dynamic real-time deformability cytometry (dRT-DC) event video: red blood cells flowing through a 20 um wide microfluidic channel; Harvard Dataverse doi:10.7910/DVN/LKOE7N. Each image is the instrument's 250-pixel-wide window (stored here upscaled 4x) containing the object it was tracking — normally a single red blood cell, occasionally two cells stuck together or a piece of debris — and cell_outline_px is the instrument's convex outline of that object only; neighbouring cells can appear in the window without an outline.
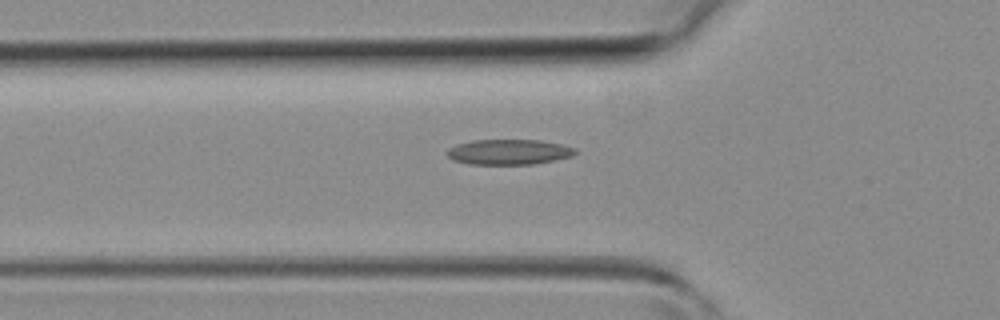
{"species": "common noctule bat (a hibernating species)", "species_latin": "Nyctalus noctula", "temperature_condition": "room temperature", "stored_images_in_passage": 35, "camera_frame_rate_fps": 3000, "um_per_image_px": 0.085, "animal": {"sex": "female", "body_mass_g": 19.3, "forearm_length_mm": 54.1}, "frame": {"image": 1, "passage_image": 11, "time_ms": 3.333, "image_size_px": [1000, 320], "cell_outline_px": [[576, 152], [572, 156], [536, 164], [468, 164], [452, 160], [444, 152], [448, 148], [456, 144], [472, 140], [540, 140], [560, 144], [576, 148]], "centroid_in_image_um": [43.2, 12.92], "position_along_channel_um": 82.6, "area_um2": 19.02}}
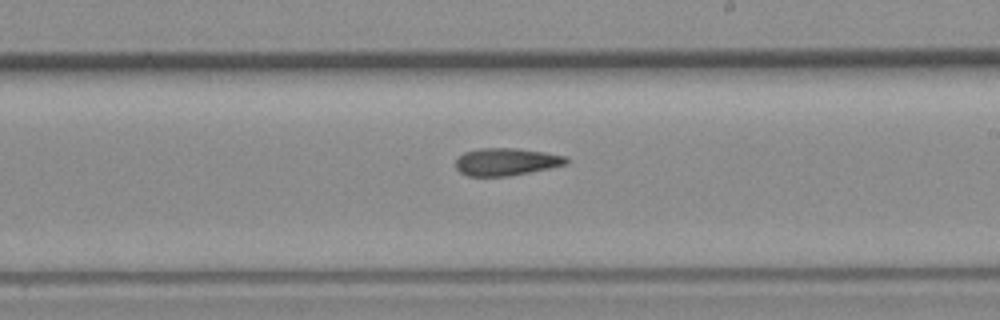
{"frame": {"image": 2, "passage_image": 21, "time_ms": 6.667, "image_size_px": [1000, 320], "cell_outline_px": [[568, 164], [508, 176], [468, 176], [460, 172], [456, 168], [456, 160], [464, 152], [480, 148], [516, 148], [544, 152], [568, 156]], "centroid_in_image_um": [43.03, 13.74], "position_along_channel_um": 246.0, "area_um2": 17.63}}
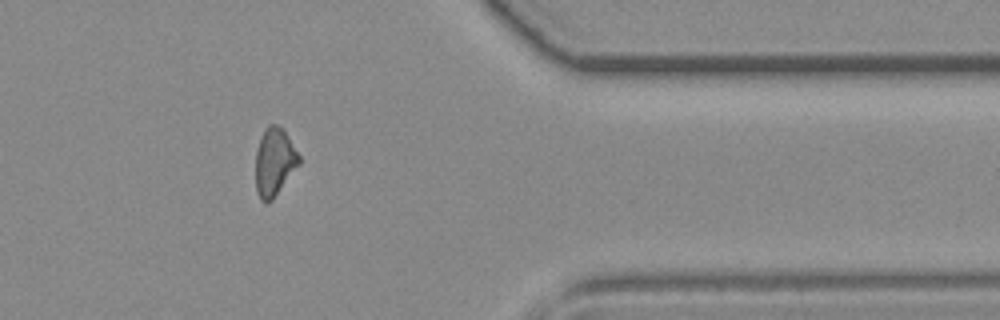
{"frame": {"image": 3, "passage_image": 31, "time_ms": 10.0, "image_size_px": [1000, 320], "cell_outline_px": [[300, 164], [272, 200], [268, 204], [264, 204], [260, 200], [256, 192], [256, 152], [264, 128], [268, 124], [276, 124], [284, 128], [300, 156]], "centroid_in_image_um": [23.33, 13.77], "position_along_channel_um": 388.1, "area_um2": 17.46}}